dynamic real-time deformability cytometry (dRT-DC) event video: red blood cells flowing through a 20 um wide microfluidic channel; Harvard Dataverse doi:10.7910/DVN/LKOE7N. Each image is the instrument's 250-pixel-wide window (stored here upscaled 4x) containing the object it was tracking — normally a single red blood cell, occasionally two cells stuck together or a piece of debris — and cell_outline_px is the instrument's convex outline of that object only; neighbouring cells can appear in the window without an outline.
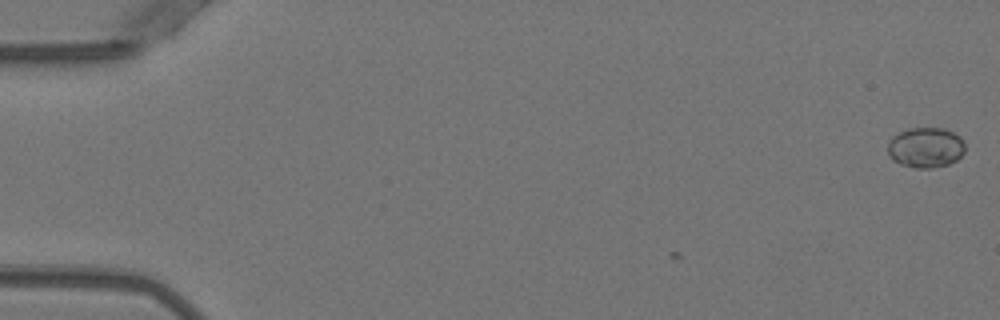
{"species": "Egyptian fruit bat (a non-hibernating species)", "species_latin": "Rousettus aegyptiacus", "temperature_condition": "warm", "stored_images_in_passage": 2, "camera_frame_rate_fps": 3000, "um_per_image_px": 0.085, "animal": {"sex": "female"}, "frame": {"image": 1, "passage_image": 2, "time_ms": 0.333, "image_size_px": [1000, 320], "cell_outline_px": [[964, 152], [956, 160], [948, 164], [932, 168], [916, 168], [900, 164], [892, 160], [888, 156], [888, 140], [892, 136], [908, 128], [944, 128], [960, 136], [964, 140]], "centroid_in_image_um": [78.66, 12.54], "position_along_channel_um": 6.3, "area_um2": 18.32}}